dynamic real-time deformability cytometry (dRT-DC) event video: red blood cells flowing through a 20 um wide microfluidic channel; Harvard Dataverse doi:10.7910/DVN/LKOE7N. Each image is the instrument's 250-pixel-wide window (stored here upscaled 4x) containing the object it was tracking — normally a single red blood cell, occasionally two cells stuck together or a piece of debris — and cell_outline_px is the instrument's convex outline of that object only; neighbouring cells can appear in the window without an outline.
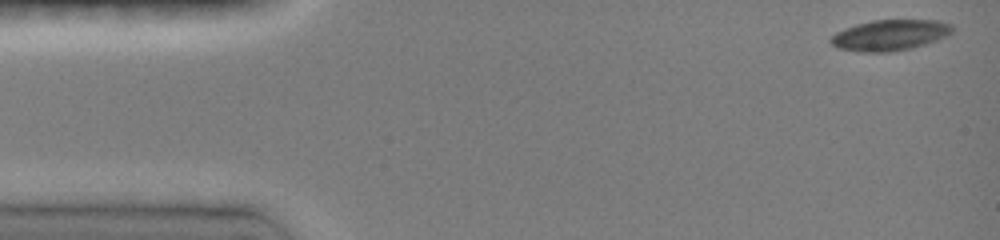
{"species": "common noctule bat (a hibernating species)", "species_latin": "Nyctalus noctula", "temperature_condition": "room temperature", "stored_images_in_passage": 43, "camera_frame_rate_fps": 3000, "um_per_image_px": 0.085, "animal": {"sex": "female", "body_mass_g": 19.0, "forearm_length_mm": 51.5}, "frame": {"image": 1, "passage_image": 1, "time_ms": 0.0, "image_size_px": [1000, 240], "cell_outline_px": [[956, 28], [948, 36], [912, 48], [892, 52], [856, 52], [840, 48], [832, 44], [828, 40], [836, 32], [844, 28], [856, 24], [872, 20], [940, 20], [952, 24]], "centroid_in_image_um": [75.67, 2.98], "position_along_channel_um": 9.3, "area_um2": 22.08}}
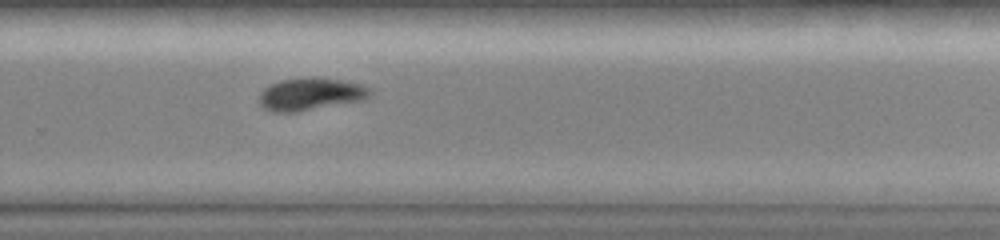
{"frame": {"image": 2, "passage_image": 31, "time_ms": 10.0, "image_size_px": [1000, 240], "cell_outline_px": [[372, 92], [364, 100], [296, 112], [272, 112], [264, 108], [260, 104], [260, 92], [264, 88], [280, 80], [300, 76], [320, 76], [360, 84], [372, 88]], "centroid_in_image_um": [26.4, 7.97], "position_along_channel_um": 303.4, "area_um2": 21.33}}
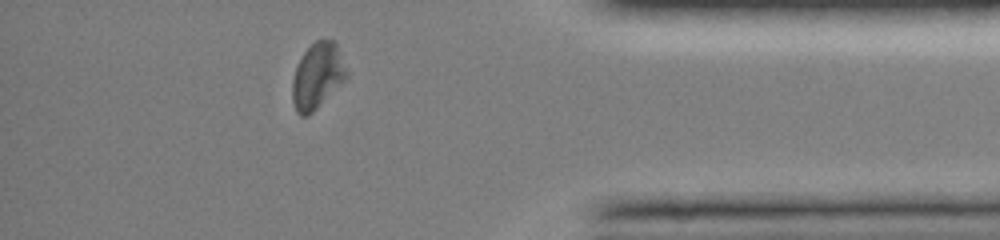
{"frame": {"image": 3, "passage_image": 39, "time_ms": 13.0, "image_size_px": [1000, 240], "cell_outline_px": [[348, 76], [308, 116], [300, 116], [296, 112], [292, 100], [292, 80], [296, 68], [304, 52], [316, 40], [332, 40], [336, 44], [348, 72]], "centroid_in_image_um": [26.96, 6.46], "position_along_channel_um": 408.2, "area_um2": 20.35}, "authors_computed_cell_mechanics": {"area_um2": 22.0796, "velocity_mm_per_s": 4.0572, "shape_relaxation_time_tau1_ms": 4.288, "shape_relaxation_time_tau2_ms": null, "deformation_change_tau1": 0.1237, "deformation_change_tau2": null}}